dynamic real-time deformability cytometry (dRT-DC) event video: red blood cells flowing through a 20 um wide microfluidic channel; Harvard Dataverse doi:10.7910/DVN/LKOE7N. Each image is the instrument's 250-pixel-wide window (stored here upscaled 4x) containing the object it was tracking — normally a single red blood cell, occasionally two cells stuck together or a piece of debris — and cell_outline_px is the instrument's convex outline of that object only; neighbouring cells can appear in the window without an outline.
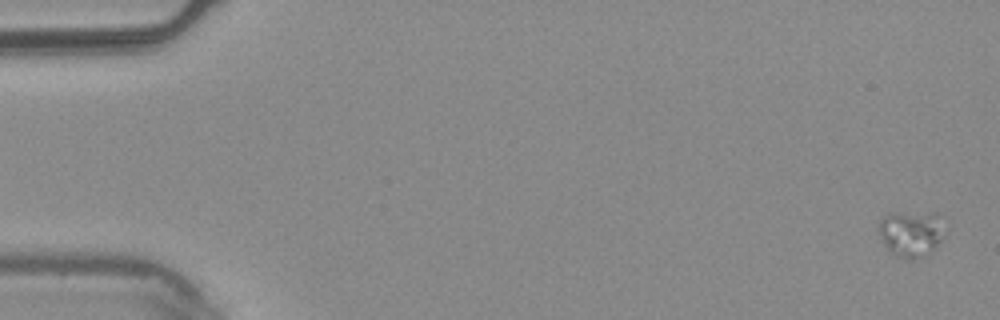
{"species": "common noctule bat (a hibernating species)", "species_latin": "Nyctalus noctula", "temperature_condition": "warm", "stored_images_in_passage": 7, "camera_frame_rate_fps": 3000, "um_per_image_px": 0.085, "animal": {"sex": "male", "body_mass_g": 20.4}, "frame": {"image": 1, "passage_image": 1, "time_ms": 0.0, "image_size_px": [1000, 320], "cell_outline_px": [[944, 236], [924, 256], [912, 260], [896, 256], [884, 244], [880, 236], [880, 220], [888, 212], [936, 212]], "centroid_in_image_um": [77.4, 19.82], "position_along_channel_um": 7.6, "area_um2": 17.4}}
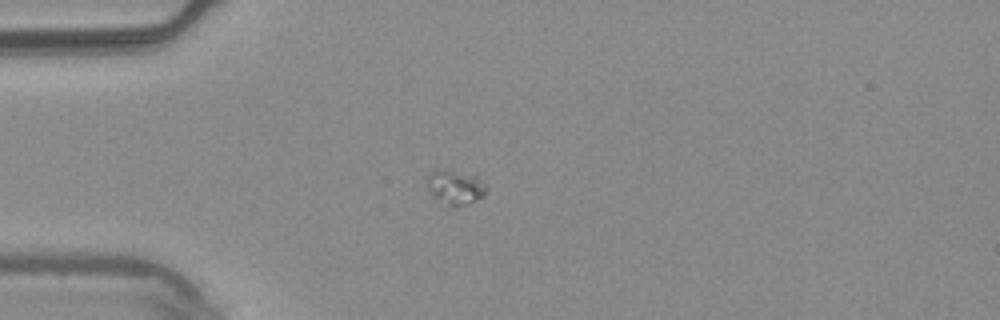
{"frame": {"image": 2, "passage_image": 5, "time_ms": 1.333, "image_size_px": [1000, 320], "cell_outline_px": [[488, 188], [484, 196], [468, 204], [452, 208], [432, 196], [428, 188], [428, 176], [432, 172], [452, 172], [476, 176]], "centroid_in_image_um": [38.74, 16.0], "position_along_channel_um": 46.3, "area_um2": 11.39}}
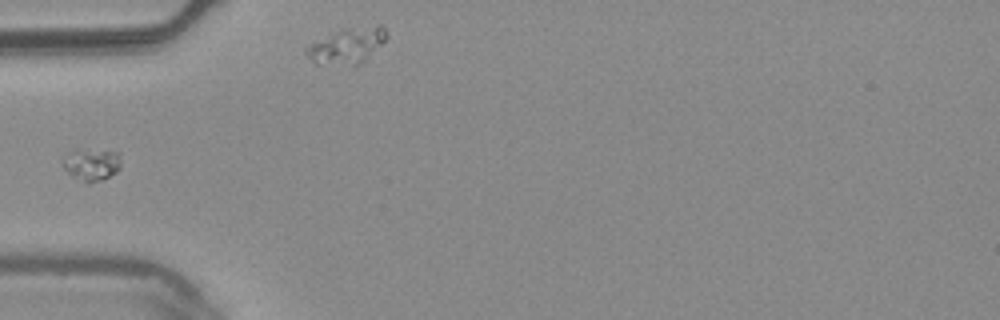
{"frame": {"image": 3, "passage_image": 6, "time_ms": 1.667, "image_size_px": [1000, 320], "cell_outline_px": [[120, 168], [116, 172], [92, 184], [88, 184], [72, 176], [64, 168], [64, 156], [68, 152], [120, 152]], "centroid_in_image_um": [7.8, 14.05], "position_along_channel_um": 77.2, "area_um2": 10.29}}